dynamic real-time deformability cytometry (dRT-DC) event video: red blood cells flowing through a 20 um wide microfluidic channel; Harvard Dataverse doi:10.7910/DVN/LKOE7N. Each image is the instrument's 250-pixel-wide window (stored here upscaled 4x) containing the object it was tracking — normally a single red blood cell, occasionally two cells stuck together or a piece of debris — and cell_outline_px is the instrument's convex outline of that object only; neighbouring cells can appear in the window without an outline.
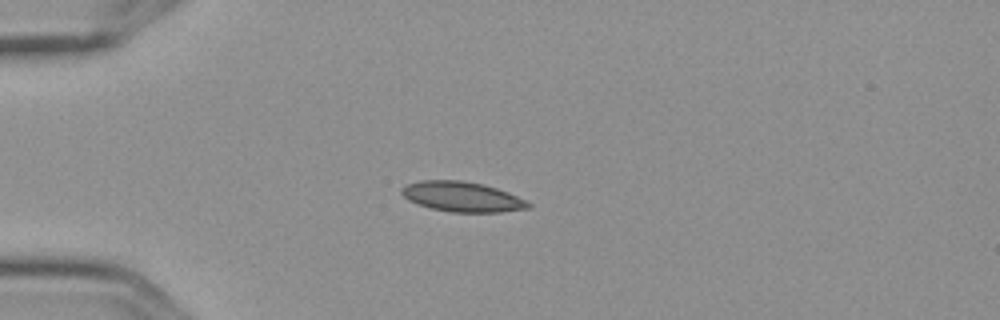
{"species": "Egyptian fruit bat (a non-hibernating species)", "species_latin": "Rousettus aegyptiacus", "temperature_condition": "cold", "stored_images_in_passage": 13, "camera_frame_rate_fps": 3000, "um_per_image_px": 0.085, "frame": {"image": 1, "passage_image": 3, "time_ms": 0.667, "image_size_px": [1000, 320], "cell_outline_px": [[532, 208], [500, 212], [452, 212], [432, 208], [408, 200], [400, 192], [400, 188], [404, 184], [420, 180], [460, 180], [484, 184], [508, 192], [532, 204]], "centroid_in_image_um": [39.27, 16.71], "position_along_channel_um": 45.7, "area_um2": 22.2}}
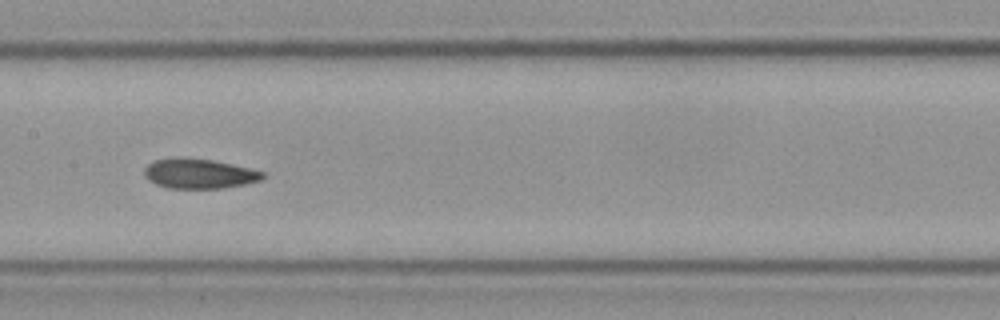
{"frame": {"image": 2, "passage_image": 7, "time_ms": 2.0, "image_size_px": [1000, 320], "cell_outline_px": [[264, 176], [260, 180], [244, 184], [224, 188], [168, 188], [156, 184], [148, 180], [144, 176], [144, 168], [152, 160], [172, 156], [184, 156], [212, 160], [232, 164], [264, 172]], "centroid_in_image_um": [16.85, 14.73], "position_along_channel_um": 190.6, "area_um2": 20.87}}
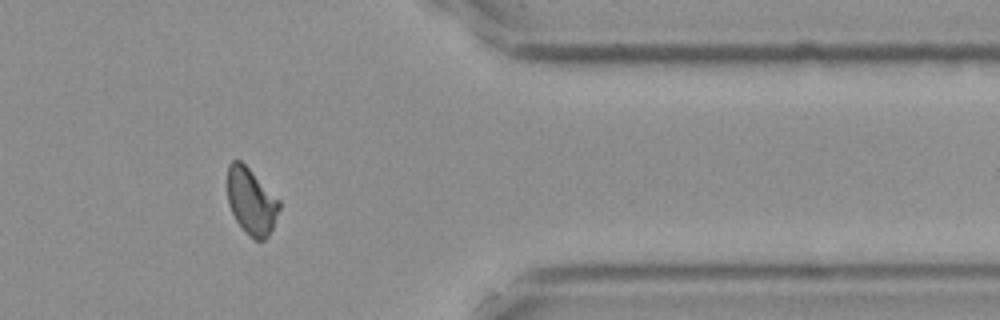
{"frame": {"image": 3, "passage_image": 12, "time_ms": 3.667, "image_size_px": [1000, 320], "cell_outline_px": [[280, 208], [272, 228], [268, 236], [264, 240], [256, 240], [236, 220], [228, 204], [228, 164], [232, 160], [240, 160], [280, 200]], "centroid_in_image_um": [21.36, 17.09], "position_along_channel_um": 390.0, "area_um2": 19.59}}